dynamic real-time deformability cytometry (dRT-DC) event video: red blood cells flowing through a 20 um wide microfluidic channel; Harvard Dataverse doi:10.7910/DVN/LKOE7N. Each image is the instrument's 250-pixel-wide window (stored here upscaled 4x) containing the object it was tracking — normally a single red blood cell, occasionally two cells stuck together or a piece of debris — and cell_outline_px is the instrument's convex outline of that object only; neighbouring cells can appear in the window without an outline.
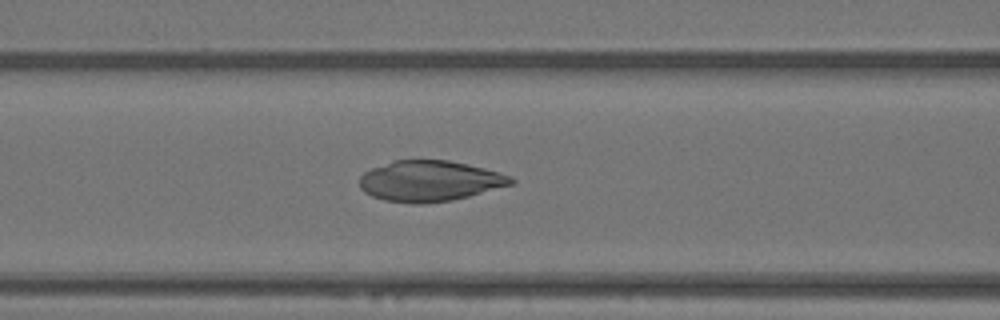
{"species": "Egyptian fruit bat (a non-hibernating species)", "species_latin": "Rousettus aegyptiacus", "temperature_condition": "warm", "stored_images_in_passage": 56, "camera_frame_rate_fps": 3000, "um_per_image_px": 0.085, "animal": {"sex": "female"}, "frame": {"image": 1, "passage_image": 22, "time_ms": 7.0, "image_size_px": [1000, 320], "cell_outline_px": [[516, 180], [512, 184], [468, 196], [452, 200], [424, 204], [412, 204], [384, 200], [372, 196], [364, 192], [360, 188], [360, 176], [364, 172], [372, 168], [392, 160], [448, 160], [468, 164], [484, 168], [512, 176]], "centroid_in_image_um": [36.5, 15.38], "position_along_channel_um": 130.1, "area_um2": 36.01}}
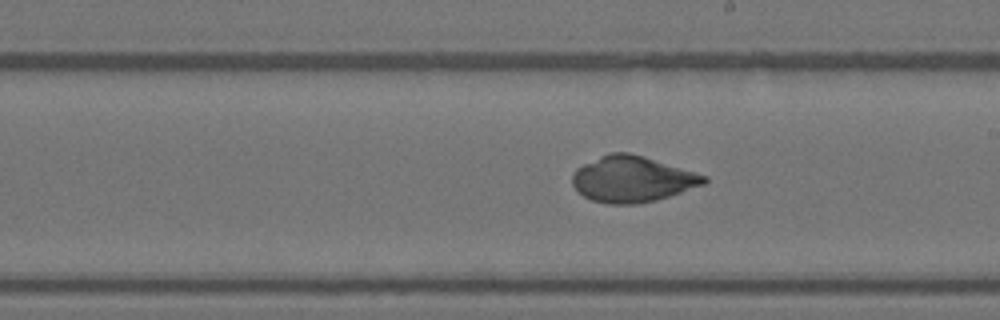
{"frame": {"image": 2, "passage_image": 31, "time_ms": 10.0, "image_size_px": [1000, 320], "cell_outline_px": [[708, 180], [704, 184], [656, 200], [636, 204], [608, 204], [592, 200], [584, 196], [572, 184], [572, 172], [576, 168], [608, 152], [628, 152], [644, 156], [708, 176]], "centroid_in_image_um": [53.73, 15.22], "position_along_channel_um": 235.3, "area_um2": 35.14}}
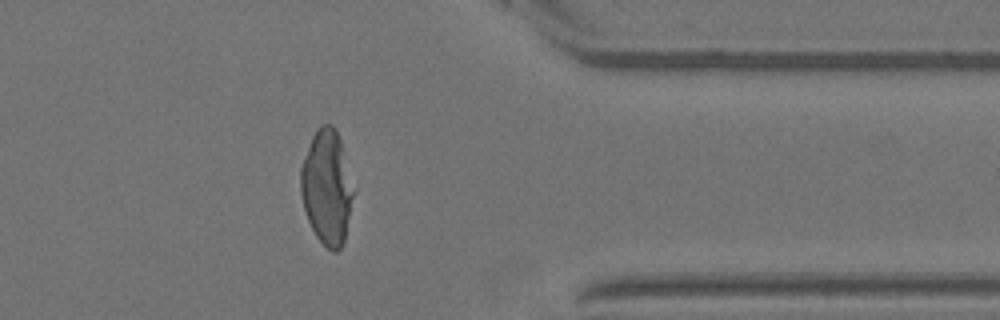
{"frame": {"image": 3, "passage_image": 45, "time_ms": 14.667, "image_size_px": [1000, 320], "cell_outline_px": [[356, 188], [344, 240], [340, 248], [336, 252], [332, 252], [316, 236], [308, 220], [304, 208], [300, 192], [300, 168], [312, 136], [316, 128], [320, 124], [332, 124], [336, 128]], "centroid_in_image_um": [27.8, 15.89], "position_along_channel_um": 383.6, "area_um2": 35.6}}